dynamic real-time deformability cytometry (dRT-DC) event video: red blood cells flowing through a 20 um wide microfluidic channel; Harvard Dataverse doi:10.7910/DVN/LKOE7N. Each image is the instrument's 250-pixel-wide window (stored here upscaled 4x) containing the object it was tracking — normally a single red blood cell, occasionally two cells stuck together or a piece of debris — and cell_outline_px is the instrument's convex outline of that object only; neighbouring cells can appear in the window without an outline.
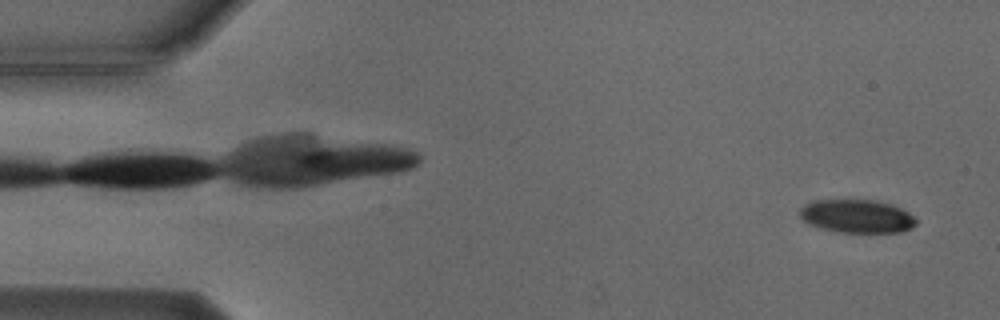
{"species": "Egyptian fruit bat (a non-hibernating species)", "species_latin": "Rousettus aegyptiacus", "temperature_condition": "cold", "stored_images_in_passage": 5, "camera_frame_rate_fps": 3000, "um_per_image_px": 0.085, "animal": {"sex": "male"}, "frame": {"image": 1, "passage_image": 5, "time_ms": 4.667, "image_size_px": [1000, 320], "cell_outline_px": [[916, 224], [912, 228], [904, 232], [840, 232], [820, 228], [804, 220], [800, 216], [800, 208], [804, 204], [816, 200], [872, 200], [892, 204], [908, 212], [916, 220]], "centroid_in_image_um": [72.85, 18.38], "position_along_channel_um": 12.1, "area_um2": 22.43}}